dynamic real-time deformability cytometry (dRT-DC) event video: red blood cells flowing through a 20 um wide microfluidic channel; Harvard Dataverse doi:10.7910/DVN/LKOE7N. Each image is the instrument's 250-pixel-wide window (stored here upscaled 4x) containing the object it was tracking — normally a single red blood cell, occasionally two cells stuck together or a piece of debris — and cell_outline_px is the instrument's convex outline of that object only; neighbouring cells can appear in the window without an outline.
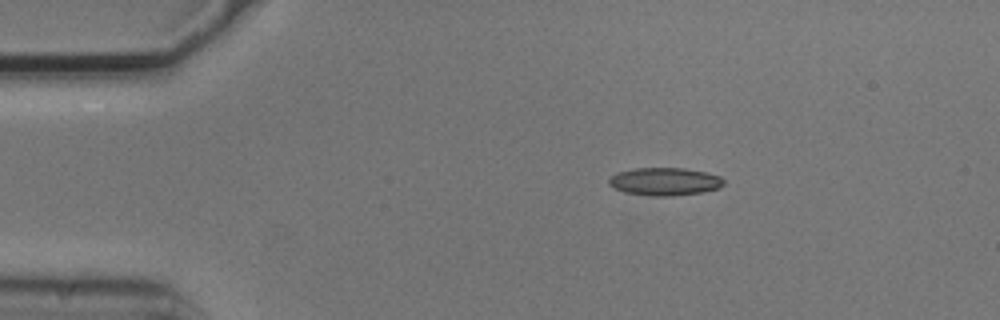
{"species": "common noctule bat (a hibernating species)", "species_latin": "Nyctalus noctula", "temperature_condition": "cold", "stored_images_in_passage": 3, "camera_frame_rate_fps": 3000, "um_per_image_px": 0.085, "animal": {"sex": "male", "body_mass_g": 20.5, "forearm_length_mm": 52.5}, "frame": {"image": 1, "passage_image": 1, "time_ms": 0.0, "image_size_px": [1000, 320], "cell_outline_px": [[724, 184], [716, 188], [700, 192], [672, 196], [652, 196], [624, 192], [608, 184], [608, 180], [616, 172], [632, 168], [684, 168], [704, 172], [720, 176], [724, 180]], "centroid_in_image_um": [56.46, 15.42], "position_along_channel_um": 28.5, "area_um2": 18.5}}
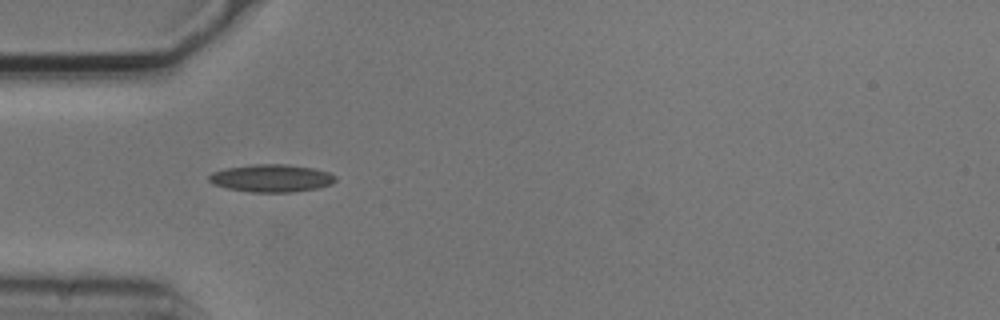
{"frame": {"image": 2, "passage_image": 3, "time_ms": 0.667, "image_size_px": [1000, 320], "cell_outline_px": [[336, 180], [332, 184], [320, 188], [292, 192], [252, 192], [228, 188], [212, 184], [208, 180], [208, 176], [212, 172], [228, 168], [252, 164], [288, 164], [312, 168], [328, 172], [336, 176]], "centroid_in_image_um": [23.09, 15.15], "position_along_channel_um": 61.9, "area_um2": 20.4}}